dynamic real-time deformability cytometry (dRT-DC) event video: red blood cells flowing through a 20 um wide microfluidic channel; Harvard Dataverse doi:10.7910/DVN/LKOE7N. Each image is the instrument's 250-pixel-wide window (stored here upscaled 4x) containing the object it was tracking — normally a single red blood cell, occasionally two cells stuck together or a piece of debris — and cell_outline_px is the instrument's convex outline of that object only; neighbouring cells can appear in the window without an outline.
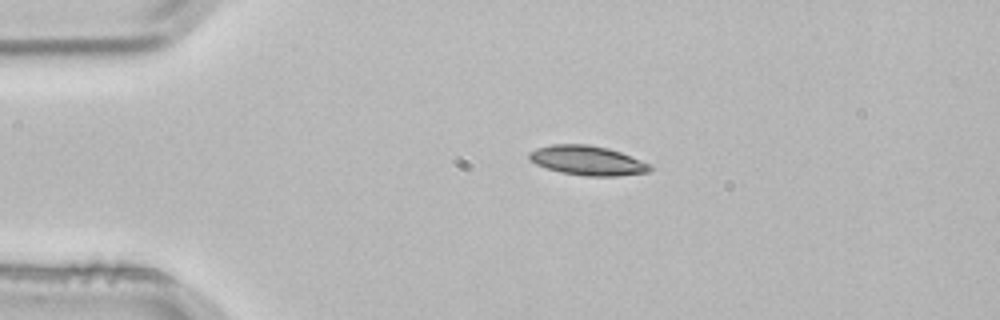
{"species": "common noctule bat (a hibernating species)", "species_latin": "Nyctalus noctula", "temperature_condition": "room temperature", "stored_images_in_passage": 4, "camera_frame_rate_fps": 3000, "um_per_image_px": 0.085, "animal": {"sex": "male", "body_mass_g": 21.5, "forearm_length_mm": 52.0}, "frame": {"image": 1, "passage_image": 2, "time_ms": 0.333, "image_size_px": [1000, 320], "cell_outline_px": [[656, 168], [648, 172], [616, 176], [584, 176], [560, 172], [536, 164], [528, 156], [528, 152], [536, 148], [552, 144], [588, 144], [608, 148], [620, 152], [652, 164]], "centroid_in_image_um": [49.97, 13.64], "position_along_channel_um": 35.0, "area_um2": 20.87}}